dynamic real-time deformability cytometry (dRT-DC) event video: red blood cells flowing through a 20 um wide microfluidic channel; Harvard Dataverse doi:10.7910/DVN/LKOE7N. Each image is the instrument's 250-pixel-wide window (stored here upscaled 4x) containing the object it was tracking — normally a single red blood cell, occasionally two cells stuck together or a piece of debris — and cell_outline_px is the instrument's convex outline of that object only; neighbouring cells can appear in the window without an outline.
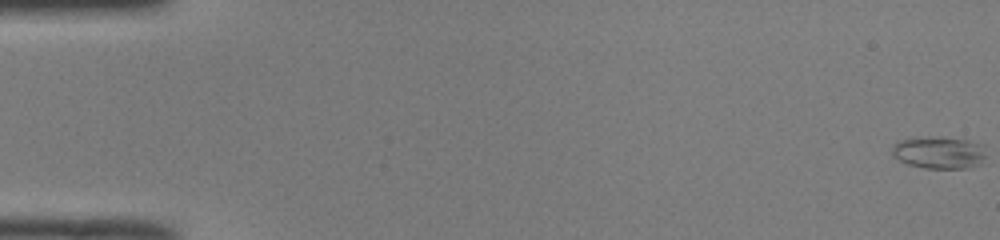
{"species": "common noctule bat (a hibernating species)", "species_latin": "Nyctalus noctula", "temperature_condition": "room temperature", "stored_images_in_passage": 51, "camera_frame_rate_fps": 3000, "um_per_image_px": 0.085, "animal": {"sex": "male", "body_mass_g": 19.0, "forearm_length_mm": 50.8}, "frame": {"image": 1, "passage_image": 1, "time_ms": 0.0, "image_size_px": [1000, 240], "cell_outline_px": [[984, 156], [980, 164], [964, 168], [924, 168], [908, 164], [892, 156], [892, 144], [900, 140], [928, 136], [968, 140], [984, 144]], "centroid_in_image_um": [79.79, 12.96], "position_along_channel_um": 5.2, "area_um2": 17.63}}
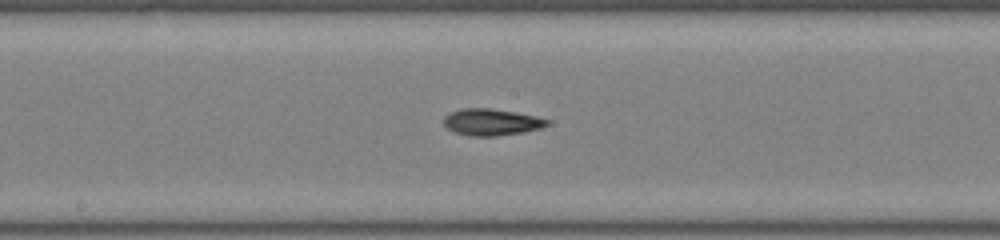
{"frame": {"image": 2, "passage_image": 28, "time_ms": 9.0, "image_size_px": [1000, 240], "cell_outline_px": [[552, 120], [548, 124], [540, 128], [524, 132], [496, 136], [468, 136], [456, 132], [448, 128], [444, 124], [444, 116], [460, 108], [488, 108], [536, 116]], "centroid_in_image_um": [41.78, 10.38], "position_along_channel_um": 206.4, "area_um2": 15.95}}
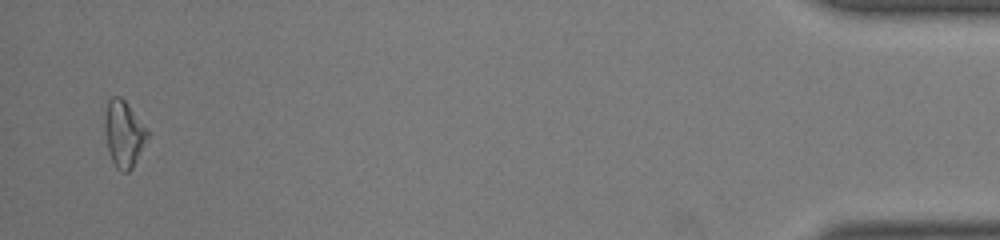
{"frame": {"image": 3, "passage_image": 50, "time_ms": 16.333, "image_size_px": [1000, 240], "cell_outline_px": [[148, 136], [132, 168], [128, 172], [120, 172], [116, 168], [108, 152], [104, 128], [104, 116], [108, 100], [112, 96], [120, 96], [128, 104], [148, 128]], "centroid_in_image_um": [10.5, 11.36], "position_along_channel_um": 424.7, "area_um2": 16.59}, "authors_computed_cell_mechanics": {"area_um2": 16.1262, "velocity_mm_per_s": 4.1064, "shape_relaxation_time_tau1_ms": 4.5188, "shape_relaxation_time_tau2_ms": null, "deformation_change_tau1": 0.1389, "deformation_change_tau2": null}}